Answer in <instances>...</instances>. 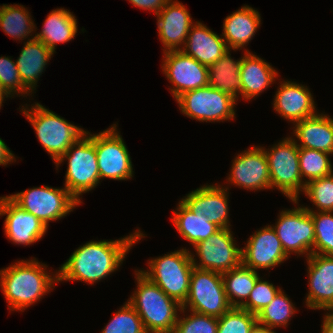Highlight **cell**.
Masks as SVG:
<instances>
[{
	"instance_id": "obj_1",
	"label": "cell",
	"mask_w": 333,
	"mask_h": 333,
	"mask_svg": "<svg viewBox=\"0 0 333 333\" xmlns=\"http://www.w3.org/2000/svg\"><path fill=\"white\" fill-rule=\"evenodd\" d=\"M145 236L137 229L120 239L86 242L59 267L58 283L76 280L93 285L104 280L120 268L133 245Z\"/></svg>"
},
{
	"instance_id": "obj_2",
	"label": "cell",
	"mask_w": 333,
	"mask_h": 333,
	"mask_svg": "<svg viewBox=\"0 0 333 333\" xmlns=\"http://www.w3.org/2000/svg\"><path fill=\"white\" fill-rule=\"evenodd\" d=\"M47 267L33 257L17 260L9 267L0 269V287L10 311L24 312L55 288L57 271L51 274Z\"/></svg>"
},
{
	"instance_id": "obj_3",
	"label": "cell",
	"mask_w": 333,
	"mask_h": 333,
	"mask_svg": "<svg viewBox=\"0 0 333 333\" xmlns=\"http://www.w3.org/2000/svg\"><path fill=\"white\" fill-rule=\"evenodd\" d=\"M134 272L137 289L127 302L140 316L147 333H172L182 305L170 298L140 270Z\"/></svg>"
},
{
	"instance_id": "obj_4",
	"label": "cell",
	"mask_w": 333,
	"mask_h": 333,
	"mask_svg": "<svg viewBox=\"0 0 333 333\" xmlns=\"http://www.w3.org/2000/svg\"><path fill=\"white\" fill-rule=\"evenodd\" d=\"M33 105V106H32ZM20 110L32 124L36 137L56 163L86 131L35 102Z\"/></svg>"
},
{
	"instance_id": "obj_5",
	"label": "cell",
	"mask_w": 333,
	"mask_h": 333,
	"mask_svg": "<svg viewBox=\"0 0 333 333\" xmlns=\"http://www.w3.org/2000/svg\"><path fill=\"white\" fill-rule=\"evenodd\" d=\"M68 160L64 187L80 202L83 193H89L100 183L94 134L86 133L70 146L55 163L56 169Z\"/></svg>"
},
{
	"instance_id": "obj_6",
	"label": "cell",
	"mask_w": 333,
	"mask_h": 333,
	"mask_svg": "<svg viewBox=\"0 0 333 333\" xmlns=\"http://www.w3.org/2000/svg\"><path fill=\"white\" fill-rule=\"evenodd\" d=\"M191 252L181 248L149 259L148 270L140 271L158 285L170 298L183 305L189 293L192 270Z\"/></svg>"
},
{
	"instance_id": "obj_7",
	"label": "cell",
	"mask_w": 333,
	"mask_h": 333,
	"mask_svg": "<svg viewBox=\"0 0 333 333\" xmlns=\"http://www.w3.org/2000/svg\"><path fill=\"white\" fill-rule=\"evenodd\" d=\"M263 149L268 161L271 189H278L297 205L305 184L299 166V147L294 138L285 137L270 149Z\"/></svg>"
},
{
	"instance_id": "obj_8",
	"label": "cell",
	"mask_w": 333,
	"mask_h": 333,
	"mask_svg": "<svg viewBox=\"0 0 333 333\" xmlns=\"http://www.w3.org/2000/svg\"><path fill=\"white\" fill-rule=\"evenodd\" d=\"M25 211L40 219L48 228L50 221H58L81 203L65 188L43 185L8 195Z\"/></svg>"
},
{
	"instance_id": "obj_9",
	"label": "cell",
	"mask_w": 333,
	"mask_h": 333,
	"mask_svg": "<svg viewBox=\"0 0 333 333\" xmlns=\"http://www.w3.org/2000/svg\"><path fill=\"white\" fill-rule=\"evenodd\" d=\"M175 101L180 112L199 122L230 121L236 115L237 100L209 85L185 92Z\"/></svg>"
},
{
	"instance_id": "obj_10",
	"label": "cell",
	"mask_w": 333,
	"mask_h": 333,
	"mask_svg": "<svg viewBox=\"0 0 333 333\" xmlns=\"http://www.w3.org/2000/svg\"><path fill=\"white\" fill-rule=\"evenodd\" d=\"M231 307L222 274L194 267L182 309L219 318Z\"/></svg>"
},
{
	"instance_id": "obj_11",
	"label": "cell",
	"mask_w": 333,
	"mask_h": 333,
	"mask_svg": "<svg viewBox=\"0 0 333 333\" xmlns=\"http://www.w3.org/2000/svg\"><path fill=\"white\" fill-rule=\"evenodd\" d=\"M294 209L282 210L275 225L278 238L285 253L298 254L308 258L314 254L315 228L311 213L304 208V205Z\"/></svg>"
},
{
	"instance_id": "obj_12",
	"label": "cell",
	"mask_w": 333,
	"mask_h": 333,
	"mask_svg": "<svg viewBox=\"0 0 333 333\" xmlns=\"http://www.w3.org/2000/svg\"><path fill=\"white\" fill-rule=\"evenodd\" d=\"M231 228H220L208 239L193 246L199 261L191 253L194 267L225 273L242 264V247L237 246ZM199 262V263H198Z\"/></svg>"
},
{
	"instance_id": "obj_13",
	"label": "cell",
	"mask_w": 333,
	"mask_h": 333,
	"mask_svg": "<svg viewBox=\"0 0 333 333\" xmlns=\"http://www.w3.org/2000/svg\"><path fill=\"white\" fill-rule=\"evenodd\" d=\"M117 124L111 125L94 134V145L97 155L100 180H128L134 175L133 165Z\"/></svg>"
},
{
	"instance_id": "obj_14",
	"label": "cell",
	"mask_w": 333,
	"mask_h": 333,
	"mask_svg": "<svg viewBox=\"0 0 333 333\" xmlns=\"http://www.w3.org/2000/svg\"><path fill=\"white\" fill-rule=\"evenodd\" d=\"M162 58V72L172 85L169 89L175 100L185 92L208 85V67L182 50L165 51Z\"/></svg>"
},
{
	"instance_id": "obj_15",
	"label": "cell",
	"mask_w": 333,
	"mask_h": 333,
	"mask_svg": "<svg viewBox=\"0 0 333 333\" xmlns=\"http://www.w3.org/2000/svg\"><path fill=\"white\" fill-rule=\"evenodd\" d=\"M226 182L250 191L271 189L267 157L263 147L252 146L232 160Z\"/></svg>"
},
{
	"instance_id": "obj_16",
	"label": "cell",
	"mask_w": 333,
	"mask_h": 333,
	"mask_svg": "<svg viewBox=\"0 0 333 333\" xmlns=\"http://www.w3.org/2000/svg\"><path fill=\"white\" fill-rule=\"evenodd\" d=\"M288 258L272 225L256 230L242 248V264L256 271L272 269Z\"/></svg>"
},
{
	"instance_id": "obj_17",
	"label": "cell",
	"mask_w": 333,
	"mask_h": 333,
	"mask_svg": "<svg viewBox=\"0 0 333 333\" xmlns=\"http://www.w3.org/2000/svg\"><path fill=\"white\" fill-rule=\"evenodd\" d=\"M4 232L14 244L28 246L45 236L47 227L33 214L17 205L8 195L0 197V216H5Z\"/></svg>"
},
{
	"instance_id": "obj_18",
	"label": "cell",
	"mask_w": 333,
	"mask_h": 333,
	"mask_svg": "<svg viewBox=\"0 0 333 333\" xmlns=\"http://www.w3.org/2000/svg\"><path fill=\"white\" fill-rule=\"evenodd\" d=\"M228 189V186L216 183L203 185L186 194L181 201L194 213L205 216L219 228H230Z\"/></svg>"
},
{
	"instance_id": "obj_19",
	"label": "cell",
	"mask_w": 333,
	"mask_h": 333,
	"mask_svg": "<svg viewBox=\"0 0 333 333\" xmlns=\"http://www.w3.org/2000/svg\"><path fill=\"white\" fill-rule=\"evenodd\" d=\"M307 261L309 309L333 310V256L311 254Z\"/></svg>"
},
{
	"instance_id": "obj_20",
	"label": "cell",
	"mask_w": 333,
	"mask_h": 333,
	"mask_svg": "<svg viewBox=\"0 0 333 333\" xmlns=\"http://www.w3.org/2000/svg\"><path fill=\"white\" fill-rule=\"evenodd\" d=\"M273 99L275 112L293 125L318 113L309 87L294 81H280Z\"/></svg>"
},
{
	"instance_id": "obj_21",
	"label": "cell",
	"mask_w": 333,
	"mask_h": 333,
	"mask_svg": "<svg viewBox=\"0 0 333 333\" xmlns=\"http://www.w3.org/2000/svg\"><path fill=\"white\" fill-rule=\"evenodd\" d=\"M156 16L158 36L164 46L163 52L181 50L191 26L195 23L186 6L178 0H169Z\"/></svg>"
},
{
	"instance_id": "obj_22",
	"label": "cell",
	"mask_w": 333,
	"mask_h": 333,
	"mask_svg": "<svg viewBox=\"0 0 333 333\" xmlns=\"http://www.w3.org/2000/svg\"><path fill=\"white\" fill-rule=\"evenodd\" d=\"M181 50L202 65L209 67L229 49L222 35L216 34L200 21H196L191 26Z\"/></svg>"
},
{
	"instance_id": "obj_23",
	"label": "cell",
	"mask_w": 333,
	"mask_h": 333,
	"mask_svg": "<svg viewBox=\"0 0 333 333\" xmlns=\"http://www.w3.org/2000/svg\"><path fill=\"white\" fill-rule=\"evenodd\" d=\"M324 113L318 112L294 124L292 136L299 148L319 150L333 155V117Z\"/></svg>"
},
{
	"instance_id": "obj_24",
	"label": "cell",
	"mask_w": 333,
	"mask_h": 333,
	"mask_svg": "<svg viewBox=\"0 0 333 333\" xmlns=\"http://www.w3.org/2000/svg\"><path fill=\"white\" fill-rule=\"evenodd\" d=\"M278 71L272 65L252 52H244L241 61L240 81L241 97L251 101L269 88L276 78Z\"/></svg>"
},
{
	"instance_id": "obj_25",
	"label": "cell",
	"mask_w": 333,
	"mask_h": 333,
	"mask_svg": "<svg viewBox=\"0 0 333 333\" xmlns=\"http://www.w3.org/2000/svg\"><path fill=\"white\" fill-rule=\"evenodd\" d=\"M260 25L261 16L257 9L244 5L224 19L221 35L228 49L237 51L244 48L245 52H249L245 46L253 39Z\"/></svg>"
},
{
	"instance_id": "obj_26",
	"label": "cell",
	"mask_w": 333,
	"mask_h": 333,
	"mask_svg": "<svg viewBox=\"0 0 333 333\" xmlns=\"http://www.w3.org/2000/svg\"><path fill=\"white\" fill-rule=\"evenodd\" d=\"M51 51L42 41L35 38L24 42L19 57L15 60L23 86L31 93L36 90L40 76L53 57Z\"/></svg>"
},
{
	"instance_id": "obj_27",
	"label": "cell",
	"mask_w": 333,
	"mask_h": 333,
	"mask_svg": "<svg viewBox=\"0 0 333 333\" xmlns=\"http://www.w3.org/2000/svg\"><path fill=\"white\" fill-rule=\"evenodd\" d=\"M42 28L35 34V39L42 41L54 53L57 43L71 41L78 32L76 17L70 10L64 8L52 10L47 15Z\"/></svg>"
},
{
	"instance_id": "obj_28",
	"label": "cell",
	"mask_w": 333,
	"mask_h": 333,
	"mask_svg": "<svg viewBox=\"0 0 333 333\" xmlns=\"http://www.w3.org/2000/svg\"><path fill=\"white\" fill-rule=\"evenodd\" d=\"M172 222L179 235L192 246L208 239L220 229L205 216L194 213L181 200L177 204L176 210H173Z\"/></svg>"
},
{
	"instance_id": "obj_29",
	"label": "cell",
	"mask_w": 333,
	"mask_h": 333,
	"mask_svg": "<svg viewBox=\"0 0 333 333\" xmlns=\"http://www.w3.org/2000/svg\"><path fill=\"white\" fill-rule=\"evenodd\" d=\"M229 49L218 61L208 67V85L221 90L237 101L241 95L240 69L242 57L235 60Z\"/></svg>"
},
{
	"instance_id": "obj_30",
	"label": "cell",
	"mask_w": 333,
	"mask_h": 333,
	"mask_svg": "<svg viewBox=\"0 0 333 333\" xmlns=\"http://www.w3.org/2000/svg\"><path fill=\"white\" fill-rule=\"evenodd\" d=\"M227 299L232 307H241L249 298L260 275L243 264L222 274Z\"/></svg>"
},
{
	"instance_id": "obj_31",
	"label": "cell",
	"mask_w": 333,
	"mask_h": 333,
	"mask_svg": "<svg viewBox=\"0 0 333 333\" xmlns=\"http://www.w3.org/2000/svg\"><path fill=\"white\" fill-rule=\"evenodd\" d=\"M0 28L6 35L19 41L34 39L35 36L32 33L37 29L31 13L21 4L0 6Z\"/></svg>"
},
{
	"instance_id": "obj_32",
	"label": "cell",
	"mask_w": 333,
	"mask_h": 333,
	"mask_svg": "<svg viewBox=\"0 0 333 333\" xmlns=\"http://www.w3.org/2000/svg\"><path fill=\"white\" fill-rule=\"evenodd\" d=\"M291 301L281 289L274 299L256 315L257 322L271 329L287 327L291 317L293 318L299 311L295 308V303Z\"/></svg>"
},
{
	"instance_id": "obj_33",
	"label": "cell",
	"mask_w": 333,
	"mask_h": 333,
	"mask_svg": "<svg viewBox=\"0 0 333 333\" xmlns=\"http://www.w3.org/2000/svg\"><path fill=\"white\" fill-rule=\"evenodd\" d=\"M330 156L332 155L323 151L299 148V166L305 185L312 180L333 174Z\"/></svg>"
},
{
	"instance_id": "obj_34",
	"label": "cell",
	"mask_w": 333,
	"mask_h": 333,
	"mask_svg": "<svg viewBox=\"0 0 333 333\" xmlns=\"http://www.w3.org/2000/svg\"><path fill=\"white\" fill-rule=\"evenodd\" d=\"M303 194L317 207L304 206L308 211L333 212V174L308 182Z\"/></svg>"
},
{
	"instance_id": "obj_35",
	"label": "cell",
	"mask_w": 333,
	"mask_h": 333,
	"mask_svg": "<svg viewBox=\"0 0 333 333\" xmlns=\"http://www.w3.org/2000/svg\"><path fill=\"white\" fill-rule=\"evenodd\" d=\"M314 222V254L333 256V212L309 211Z\"/></svg>"
},
{
	"instance_id": "obj_36",
	"label": "cell",
	"mask_w": 333,
	"mask_h": 333,
	"mask_svg": "<svg viewBox=\"0 0 333 333\" xmlns=\"http://www.w3.org/2000/svg\"><path fill=\"white\" fill-rule=\"evenodd\" d=\"M101 333H147L142 320L135 309L128 303L115 312Z\"/></svg>"
},
{
	"instance_id": "obj_37",
	"label": "cell",
	"mask_w": 333,
	"mask_h": 333,
	"mask_svg": "<svg viewBox=\"0 0 333 333\" xmlns=\"http://www.w3.org/2000/svg\"><path fill=\"white\" fill-rule=\"evenodd\" d=\"M257 316L241 307H231L218 318L217 333H249Z\"/></svg>"
},
{
	"instance_id": "obj_38",
	"label": "cell",
	"mask_w": 333,
	"mask_h": 333,
	"mask_svg": "<svg viewBox=\"0 0 333 333\" xmlns=\"http://www.w3.org/2000/svg\"><path fill=\"white\" fill-rule=\"evenodd\" d=\"M185 309H181L180 314L184 317H178V321L172 333H217L218 318L200 313L190 312L185 316ZM188 315V316H187Z\"/></svg>"
},
{
	"instance_id": "obj_39",
	"label": "cell",
	"mask_w": 333,
	"mask_h": 333,
	"mask_svg": "<svg viewBox=\"0 0 333 333\" xmlns=\"http://www.w3.org/2000/svg\"><path fill=\"white\" fill-rule=\"evenodd\" d=\"M0 84L4 92L9 96H23L31 95V93L23 86L20 78L18 68L15 60L11 57L1 56L0 57Z\"/></svg>"
},
{
	"instance_id": "obj_40",
	"label": "cell",
	"mask_w": 333,
	"mask_h": 333,
	"mask_svg": "<svg viewBox=\"0 0 333 333\" xmlns=\"http://www.w3.org/2000/svg\"><path fill=\"white\" fill-rule=\"evenodd\" d=\"M282 288H276L274 284L270 283L263 278H259L254 288L251 290L250 296L247 301L241 306L244 310L257 315L263 308H265L276 296Z\"/></svg>"
},
{
	"instance_id": "obj_41",
	"label": "cell",
	"mask_w": 333,
	"mask_h": 333,
	"mask_svg": "<svg viewBox=\"0 0 333 333\" xmlns=\"http://www.w3.org/2000/svg\"><path fill=\"white\" fill-rule=\"evenodd\" d=\"M133 6L143 10L153 11L157 15L169 0H128Z\"/></svg>"
},
{
	"instance_id": "obj_42",
	"label": "cell",
	"mask_w": 333,
	"mask_h": 333,
	"mask_svg": "<svg viewBox=\"0 0 333 333\" xmlns=\"http://www.w3.org/2000/svg\"><path fill=\"white\" fill-rule=\"evenodd\" d=\"M16 162V157L10 150V148L5 144L4 140L0 138V166H7L13 162Z\"/></svg>"
},
{
	"instance_id": "obj_43",
	"label": "cell",
	"mask_w": 333,
	"mask_h": 333,
	"mask_svg": "<svg viewBox=\"0 0 333 333\" xmlns=\"http://www.w3.org/2000/svg\"><path fill=\"white\" fill-rule=\"evenodd\" d=\"M321 324V333H333V310H325Z\"/></svg>"
},
{
	"instance_id": "obj_44",
	"label": "cell",
	"mask_w": 333,
	"mask_h": 333,
	"mask_svg": "<svg viewBox=\"0 0 333 333\" xmlns=\"http://www.w3.org/2000/svg\"><path fill=\"white\" fill-rule=\"evenodd\" d=\"M249 333H276L274 329H271L265 325H262L258 322L254 324Z\"/></svg>"
},
{
	"instance_id": "obj_45",
	"label": "cell",
	"mask_w": 333,
	"mask_h": 333,
	"mask_svg": "<svg viewBox=\"0 0 333 333\" xmlns=\"http://www.w3.org/2000/svg\"><path fill=\"white\" fill-rule=\"evenodd\" d=\"M9 96L8 95H0V109H1V106H3L2 103H4V100L6 101L5 98H8Z\"/></svg>"
},
{
	"instance_id": "obj_46",
	"label": "cell",
	"mask_w": 333,
	"mask_h": 333,
	"mask_svg": "<svg viewBox=\"0 0 333 333\" xmlns=\"http://www.w3.org/2000/svg\"><path fill=\"white\" fill-rule=\"evenodd\" d=\"M0 95H7V94L4 92L3 88L1 87V84H0Z\"/></svg>"
}]
</instances>
